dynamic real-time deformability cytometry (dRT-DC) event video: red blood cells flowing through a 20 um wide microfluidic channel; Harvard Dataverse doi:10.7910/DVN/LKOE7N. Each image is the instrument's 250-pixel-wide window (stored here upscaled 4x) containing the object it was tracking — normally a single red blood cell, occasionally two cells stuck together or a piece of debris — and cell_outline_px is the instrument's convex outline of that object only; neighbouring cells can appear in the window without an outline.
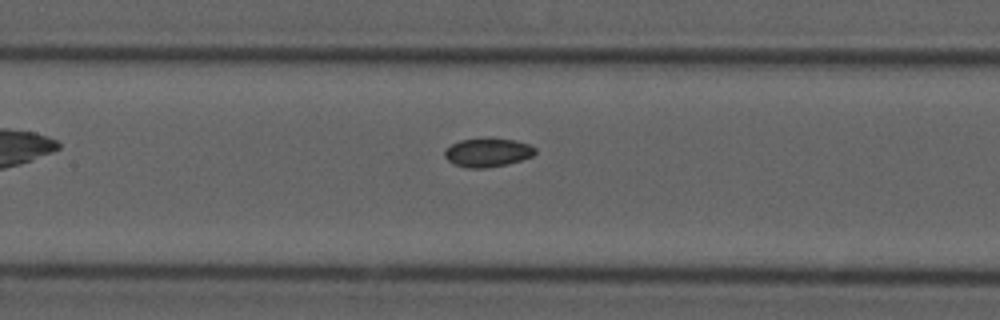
{"species": "common noctule bat (a hibernating species)", "species_latin": "Nyctalus noctula", "temperature_condition": "cold", "stored_images_in_passage": 7, "camera_frame_rate_fps": 3000, "um_per_image_px": 0.085, "animal": {"sex": "male", "forearm_length_mm": 52.5}, "frame": {"image": 1, "passage_image": 7, "time_ms": 2.0, "image_size_px": [1000, 320], "cell_outline_px": [[536, 152], [532, 156], [508, 164], [484, 168], [468, 168], [456, 164], [448, 160], [444, 156], [444, 148], [460, 140], [484, 136], [492, 136], [516, 140], [528, 144], [536, 148]], "centroid_in_image_um": [41.44, 12.91], "position_along_channel_um": 166.0, "area_um2": 15.61}}